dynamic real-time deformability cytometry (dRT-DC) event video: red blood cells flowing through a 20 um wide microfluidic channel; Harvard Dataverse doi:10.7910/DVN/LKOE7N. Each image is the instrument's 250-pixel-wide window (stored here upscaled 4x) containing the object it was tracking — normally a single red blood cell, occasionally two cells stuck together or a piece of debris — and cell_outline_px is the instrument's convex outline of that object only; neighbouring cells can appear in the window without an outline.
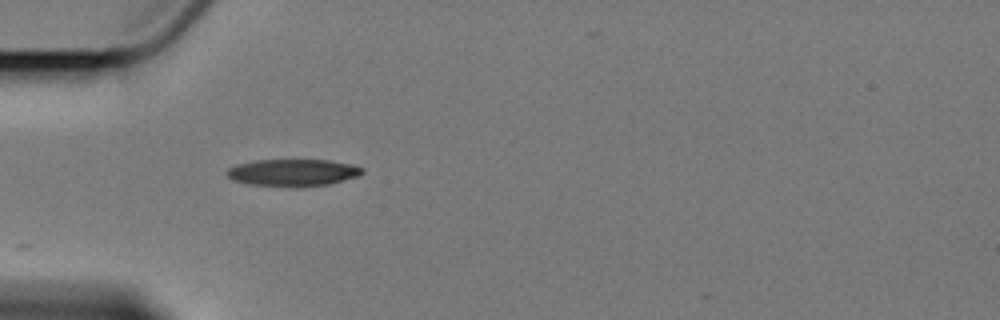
{"species": "Egyptian fruit bat (a non-hibernating species)", "species_latin": "Rousettus aegyptiacus", "temperature_condition": "cold", "stored_images_in_passage": 1, "camera_frame_rate_fps": 3000, "um_per_image_px": 0.085, "animal": {"sex": "female"}, "frame": {"image": 1, "passage_image": 1, "time_ms": 0.0, "image_size_px": [1000, 320], "cell_outline_px": [[364, 172], [356, 176], [328, 184], [300, 188], [248, 184], [232, 180], [224, 172], [228, 168], [236, 164], [256, 160], [328, 160], [352, 164], [364, 168]], "centroid_in_image_um": [24.86, 14.68], "position_along_channel_um": 60.1, "area_um2": 21.56}}